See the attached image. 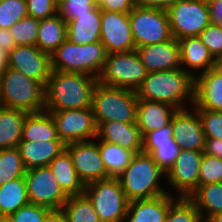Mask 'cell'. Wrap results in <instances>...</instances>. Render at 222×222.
Wrapping results in <instances>:
<instances>
[{"label":"cell","instance_id":"cell-1","mask_svg":"<svg viewBox=\"0 0 222 222\" xmlns=\"http://www.w3.org/2000/svg\"><path fill=\"white\" fill-rule=\"evenodd\" d=\"M98 79L83 73L51 71L45 86L44 111L92 107V94Z\"/></svg>","mask_w":222,"mask_h":222},{"label":"cell","instance_id":"cell-2","mask_svg":"<svg viewBox=\"0 0 222 222\" xmlns=\"http://www.w3.org/2000/svg\"><path fill=\"white\" fill-rule=\"evenodd\" d=\"M194 86L195 78L180 68L149 72L135 93L138 99L166 103L176 109H185L186 100L194 105Z\"/></svg>","mask_w":222,"mask_h":222},{"label":"cell","instance_id":"cell-3","mask_svg":"<svg viewBox=\"0 0 222 222\" xmlns=\"http://www.w3.org/2000/svg\"><path fill=\"white\" fill-rule=\"evenodd\" d=\"M0 106L38 113L45 107V85L7 67L0 75Z\"/></svg>","mask_w":222,"mask_h":222},{"label":"cell","instance_id":"cell-4","mask_svg":"<svg viewBox=\"0 0 222 222\" xmlns=\"http://www.w3.org/2000/svg\"><path fill=\"white\" fill-rule=\"evenodd\" d=\"M162 175L165 178L153 157L141 152L133 156L130 165L117 178L127 199L133 201L168 194L159 184Z\"/></svg>","mask_w":222,"mask_h":222},{"label":"cell","instance_id":"cell-5","mask_svg":"<svg viewBox=\"0 0 222 222\" xmlns=\"http://www.w3.org/2000/svg\"><path fill=\"white\" fill-rule=\"evenodd\" d=\"M108 52L99 41L78 45L66 39L51 54V69L58 72L83 73L99 78Z\"/></svg>","mask_w":222,"mask_h":222},{"label":"cell","instance_id":"cell-6","mask_svg":"<svg viewBox=\"0 0 222 222\" xmlns=\"http://www.w3.org/2000/svg\"><path fill=\"white\" fill-rule=\"evenodd\" d=\"M92 109L97 127L110 121L136 123L138 98L133 90L104 86L98 82L92 94Z\"/></svg>","mask_w":222,"mask_h":222},{"label":"cell","instance_id":"cell-7","mask_svg":"<svg viewBox=\"0 0 222 222\" xmlns=\"http://www.w3.org/2000/svg\"><path fill=\"white\" fill-rule=\"evenodd\" d=\"M84 194L92 203L101 222H125L129 200L118 178H107L86 184Z\"/></svg>","mask_w":222,"mask_h":222},{"label":"cell","instance_id":"cell-8","mask_svg":"<svg viewBox=\"0 0 222 222\" xmlns=\"http://www.w3.org/2000/svg\"><path fill=\"white\" fill-rule=\"evenodd\" d=\"M148 72L136 50L108 54L98 78L101 85L136 91Z\"/></svg>","mask_w":222,"mask_h":222},{"label":"cell","instance_id":"cell-9","mask_svg":"<svg viewBox=\"0 0 222 222\" xmlns=\"http://www.w3.org/2000/svg\"><path fill=\"white\" fill-rule=\"evenodd\" d=\"M129 19L136 48L173 38L165 10L134 7L129 12Z\"/></svg>","mask_w":222,"mask_h":222},{"label":"cell","instance_id":"cell-10","mask_svg":"<svg viewBox=\"0 0 222 222\" xmlns=\"http://www.w3.org/2000/svg\"><path fill=\"white\" fill-rule=\"evenodd\" d=\"M47 112L51 114L59 139L65 145L96 139L97 124L92 107Z\"/></svg>","mask_w":222,"mask_h":222},{"label":"cell","instance_id":"cell-11","mask_svg":"<svg viewBox=\"0 0 222 222\" xmlns=\"http://www.w3.org/2000/svg\"><path fill=\"white\" fill-rule=\"evenodd\" d=\"M167 13L177 40L198 36L211 23L208 5L195 0H180Z\"/></svg>","mask_w":222,"mask_h":222},{"label":"cell","instance_id":"cell-12","mask_svg":"<svg viewBox=\"0 0 222 222\" xmlns=\"http://www.w3.org/2000/svg\"><path fill=\"white\" fill-rule=\"evenodd\" d=\"M24 179L30 203L60 209L68 199L49 166L28 169Z\"/></svg>","mask_w":222,"mask_h":222},{"label":"cell","instance_id":"cell-13","mask_svg":"<svg viewBox=\"0 0 222 222\" xmlns=\"http://www.w3.org/2000/svg\"><path fill=\"white\" fill-rule=\"evenodd\" d=\"M100 42L108 54L136 50L129 13L101 10Z\"/></svg>","mask_w":222,"mask_h":222},{"label":"cell","instance_id":"cell-14","mask_svg":"<svg viewBox=\"0 0 222 222\" xmlns=\"http://www.w3.org/2000/svg\"><path fill=\"white\" fill-rule=\"evenodd\" d=\"M7 67L22 72L45 86L51 74V55L36 45H16L8 54Z\"/></svg>","mask_w":222,"mask_h":222},{"label":"cell","instance_id":"cell-15","mask_svg":"<svg viewBox=\"0 0 222 222\" xmlns=\"http://www.w3.org/2000/svg\"><path fill=\"white\" fill-rule=\"evenodd\" d=\"M203 153L204 151L182 150L165 175L170 186L179 192V197L189 198L198 188Z\"/></svg>","mask_w":222,"mask_h":222},{"label":"cell","instance_id":"cell-16","mask_svg":"<svg viewBox=\"0 0 222 222\" xmlns=\"http://www.w3.org/2000/svg\"><path fill=\"white\" fill-rule=\"evenodd\" d=\"M65 148L69 151L74 168L85 185L108 178L98 142H74L65 145Z\"/></svg>","mask_w":222,"mask_h":222},{"label":"cell","instance_id":"cell-17","mask_svg":"<svg viewBox=\"0 0 222 222\" xmlns=\"http://www.w3.org/2000/svg\"><path fill=\"white\" fill-rule=\"evenodd\" d=\"M189 110V111H188ZM177 109L171 118L175 142L182 150L204 151L206 138L198 111Z\"/></svg>","mask_w":222,"mask_h":222},{"label":"cell","instance_id":"cell-18","mask_svg":"<svg viewBox=\"0 0 222 222\" xmlns=\"http://www.w3.org/2000/svg\"><path fill=\"white\" fill-rule=\"evenodd\" d=\"M136 51L148 73L182 67L180 44L174 37L161 43L137 47Z\"/></svg>","mask_w":222,"mask_h":222},{"label":"cell","instance_id":"cell-19","mask_svg":"<svg viewBox=\"0 0 222 222\" xmlns=\"http://www.w3.org/2000/svg\"><path fill=\"white\" fill-rule=\"evenodd\" d=\"M193 108L222 111V66L220 64L195 77Z\"/></svg>","mask_w":222,"mask_h":222},{"label":"cell","instance_id":"cell-20","mask_svg":"<svg viewBox=\"0 0 222 222\" xmlns=\"http://www.w3.org/2000/svg\"><path fill=\"white\" fill-rule=\"evenodd\" d=\"M96 138L117 144L135 154L142 152V135L136 123L103 122L97 127Z\"/></svg>","mask_w":222,"mask_h":222},{"label":"cell","instance_id":"cell-21","mask_svg":"<svg viewBox=\"0 0 222 222\" xmlns=\"http://www.w3.org/2000/svg\"><path fill=\"white\" fill-rule=\"evenodd\" d=\"M176 200L171 194L152 199L129 201L125 222H166L170 205Z\"/></svg>","mask_w":222,"mask_h":222},{"label":"cell","instance_id":"cell-22","mask_svg":"<svg viewBox=\"0 0 222 222\" xmlns=\"http://www.w3.org/2000/svg\"><path fill=\"white\" fill-rule=\"evenodd\" d=\"M178 42L180 44L181 65L184 64L181 68L194 78L197 75L193 74L192 70L202 69L200 73L202 74L220 64L198 36L183 38Z\"/></svg>","mask_w":222,"mask_h":222},{"label":"cell","instance_id":"cell-23","mask_svg":"<svg viewBox=\"0 0 222 222\" xmlns=\"http://www.w3.org/2000/svg\"><path fill=\"white\" fill-rule=\"evenodd\" d=\"M101 9L97 6L88 14L75 15L67 22L66 39L78 45L99 42L101 38Z\"/></svg>","mask_w":222,"mask_h":222},{"label":"cell","instance_id":"cell-24","mask_svg":"<svg viewBox=\"0 0 222 222\" xmlns=\"http://www.w3.org/2000/svg\"><path fill=\"white\" fill-rule=\"evenodd\" d=\"M176 110L166 103L138 99L136 124L142 137L169 124Z\"/></svg>","mask_w":222,"mask_h":222},{"label":"cell","instance_id":"cell-25","mask_svg":"<svg viewBox=\"0 0 222 222\" xmlns=\"http://www.w3.org/2000/svg\"><path fill=\"white\" fill-rule=\"evenodd\" d=\"M26 170L49 166L53 159L65 149L61 140L50 141H20L18 145Z\"/></svg>","mask_w":222,"mask_h":222},{"label":"cell","instance_id":"cell-26","mask_svg":"<svg viewBox=\"0 0 222 222\" xmlns=\"http://www.w3.org/2000/svg\"><path fill=\"white\" fill-rule=\"evenodd\" d=\"M49 167L61 189L68 197L84 193L86 185L79 178L72 163L71 155L66 148L53 159Z\"/></svg>","mask_w":222,"mask_h":222},{"label":"cell","instance_id":"cell-27","mask_svg":"<svg viewBox=\"0 0 222 222\" xmlns=\"http://www.w3.org/2000/svg\"><path fill=\"white\" fill-rule=\"evenodd\" d=\"M28 113L0 106V149L18 147Z\"/></svg>","mask_w":222,"mask_h":222},{"label":"cell","instance_id":"cell-28","mask_svg":"<svg viewBox=\"0 0 222 222\" xmlns=\"http://www.w3.org/2000/svg\"><path fill=\"white\" fill-rule=\"evenodd\" d=\"M67 22L57 13L40 20L36 46L47 54H52L65 40Z\"/></svg>","mask_w":222,"mask_h":222},{"label":"cell","instance_id":"cell-29","mask_svg":"<svg viewBox=\"0 0 222 222\" xmlns=\"http://www.w3.org/2000/svg\"><path fill=\"white\" fill-rule=\"evenodd\" d=\"M60 140L54 120L47 111L26 115L21 141Z\"/></svg>","mask_w":222,"mask_h":222},{"label":"cell","instance_id":"cell-30","mask_svg":"<svg viewBox=\"0 0 222 222\" xmlns=\"http://www.w3.org/2000/svg\"><path fill=\"white\" fill-rule=\"evenodd\" d=\"M30 203L24 176L0 186V218H8Z\"/></svg>","mask_w":222,"mask_h":222},{"label":"cell","instance_id":"cell-31","mask_svg":"<svg viewBox=\"0 0 222 222\" xmlns=\"http://www.w3.org/2000/svg\"><path fill=\"white\" fill-rule=\"evenodd\" d=\"M189 199L195 204L204 222L209 216L222 212V182L198 186Z\"/></svg>","mask_w":222,"mask_h":222},{"label":"cell","instance_id":"cell-32","mask_svg":"<svg viewBox=\"0 0 222 222\" xmlns=\"http://www.w3.org/2000/svg\"><path fill=\"white\" fill-rule=\"evenodd\" d=\"M98 147L108 178H117L130 165L135 155L131 150L101 140L98 142Z\"/></svg>","mask_w":222,"mask_h":222},{"label":"cell","instance_id":"cell-33","mask_svg":"<svg viewBox=\"0 0 222 222\" xmlns=\"http://www.w3.org/2000/svg\"><path fill=\"white\" fill-rule=\"evenodd\" d=\"M62 210L68 222H101L92 203L84 193L69 196Z\"/></svg>","mask_w":222,"mask_h":222},{"label":"cell","instance_id":"cell-34","mask_svg":"<svg viewBox=\"0 0 222 222\" xmlns=\"http://www.w3.org/2000/svg\"><path fill=\"white\" fill-rule=\"evenodd\" d=\"M26 171L18 147L0 149V186L23 177Z\"/></svg>","mask_w":222,"mask_h":222},{"label":"cell","instance_id":"cell-35","mask_svg":"<svg viewBox=\"0 0 222 222\" xmlns=\"http://www.w3.org/2000/svg\"><path fill=\"white\" fill-rule=\"evenodd\" d=\"M181 151L175 141L164 144H142V152L150 154L165 175L172 168Z\"/></svg>","mask_w":222,"mask_h":222},{"label":"cell","instance_id":"cell-36","mask_svg":"<svg viewBox=\"0 0 222 222\" xmlns=\"http://www.w3.org/2000/svg\"><path fill=\"white\" fill-rule=\"evenodd\" d=\"M166 222H203V220L189 198L178 197L169 207Z\"/></svg>","mask_w":222,"mask_h":222},{"label":"cell","instance_id":"cell-37","mask_svg":"<svg viewBox=\"0 0 222 222\" xmlns=\"http://www.w3.org/2000/svg\"><path fill=\"white\" fill-rule=\"evenodd\" d=\"M40 20L25 17L16 22L9 31L16 45H36Z\"/></svg>","mask_w":222,"mask_h":222},{"label":"cell","instance_id":"cell-38","mask_svg":"<svg viewBox=\"0 0 222 222\" xmlns=\"http://www.w3.org/2000/svg\"><path fill=\"white\" fill-rule=\"evenodd\" d=\"M28 16L26 0L0 1V28L9 29Z\"/></svg>","mask_w":222,"mask_h":222},{"label":"cell","instance_id":"cell-39","mask_svg":"<svg viewBox=\"0 0 222 222\" xmlns=\"http://www.w3.org/2000/svg\"><path fill=\"white\" fill-rule=\"evenodd\" d=\"M222 182V159L203 153L199 170V186Z\"/></svg>","mask_w":222,"mask_h":222},{"label":"cell","instance_id":"cell-40","mask_svg":"<svg viewBox=\"0 0 222 222\" xmlns=\"http://www.w3.org/2000/svg\"><path fill=\"white\" fill-rule=\"evenodd\" d=\"M98 6V0H58V14L66 21L75 19V15L91 12Z\"/></svg>","mask_w":222,"mask_h":222},{"label":"cell","instance_id":"cell-41","mask_svg":"<svg viewBox=\"0 0 222 222\" xmlns=\"http://www.w3.org/2000/svg\"><path fill=\"white\" fill-rule=\"evenodd\" d=\"M198 37L220 63L222 61V26L210 23Z\"/></svg>","mask_w":222,"mask_h":222},{"label":"cell","instance_id":"cell-42","mask_svg":"<svg viewBox=\"0 0 222 222\" xmlns=\"http://www.w3.org/2000/svg\"><path fill=\"white\" fill-rule=\"evenodd\" d=\"M196 110L201 119L205 138L222 139V111Z\"/></svg>","mask_w":222,"mask_h":222},{"label":"cell","instance_id":"cell-43","mask_svg":"<svg viewBox=\"0 0 222 222\" xmlns=\"http://www.w3.org/2000/svg\"><path fill=\"white\" fill-rule=\"evenodd\" d=\"M49 210L45 206L28 203L12 213L7 219L10 222H43Z\"/></svg>","mask_w":222,"mask_h":222},{"label":"cell","instance_id":"cell-44","mask_svg":"<svg viewBox=\"0 0 222 222\" xmlns=\"http://www.w3.org/2000/svg\"><path fill=\"white\" fill-rule=\"evenodd\" d=\"M28 16L37 20L50 18L58 13V0H26Z\"/></svg>","mask_w":222,"mask_h":222},{"label":"cell","instance_id":"cell-45","mask_svg":"<svg viewBox=\"0 0 222 222\" xmlns=\"http://www.w3.org/2000/svg\"><path fill=\"white\" fill-rule=\"evenodd\" d=\"M170 141H175L171 122L161 129L146 133L142 137V144H164L170 143Z\"/></svg>","mask_w":222,"mask_h":222},{"label":"cell","instance_id":"cell-46","mask_svg":"<svg viewBox=\"0 0 222 222\" xmlns=\"http://www.w3.org/2000/svg\"><path fill=\"white\" fill-rule=\"evenodd\" d=\"M102 11L129 13L134 7V0H98Z\"/></svg>","mask_w":222,"mask_h":222},{"label":"cell","instance_id":"cell-47","mask_svg":"<svg viewBox=\"0 0 222 222\" xmlns=\"http://www.w3.org/2000/svg\"><path fill=\"white\" fill-rule=\"evenodd\" d=\"M180 0H134L135 7L168 11Z\"/></svg>","mask_w":222,"mask_h":222},{"label":"cell","instance_id":"cell-48","mask_svg":"<svg viewBox=\"0 0 222 222\" xmlns=\"http://www.w3.org/2000/svg\"><path fill=\"white\" fill-rule=\"evenodd\" d=\"M208 9L211 24L222 26V0H213Z\"/></svg>","mask_w":222,"mask_h":222},{"label":"cell","instance_id":"cell-49","mask_svg":"<svg viewBox=\"0 0 222 222\" xmlns=\"http://www.w3.org/2000/svg\"><path fill=\"white\" fill-rule=\"evenodd\" d=\"M204 153L222 159V139L206 138Z\"/></svg>","mask_w":222,"mask_h":222},{"label":"cell","instance_id":"cell-50","mask_svg":"<svg viewBox=\"0 0 222 222\" xmlns=\"http://www.w3.org/2000/svg\"><path fill=\"white\" fill-rule=\"evenodd\" d=\"M16 47L9 29L0 28V49L9 54Z\"/></svg>","mask_w":222,"mask_h":222},{"label":"cell","instance_id":"cell-51","mask_svg":"<svg viewBox=\"0 0 222 222\" xmlns=\"http://www.w3.org/2000/svg\"><path fill=\"white\" fill-rule=\"evenodd\" d=\"M43 222H68L66 215L62 208L60 209H50Z\"/></svg>","mask_w":222,"mask_h":222},{"label":"cell","instance_id":"cell-52","mask_svg":"<svg viewBox=\"0 0 222 222\" xmlns=\"http://www.w3.org/2000/svg\"><path fill=\"white\" fill-rule=\"evenodd\" d=\"M8 54L0 49V75L7 68Z\"/></svg>","mask_w":222,"mask_h":222},{"label":"cell","instance_id":"cell-53","mask_svg":"<svg viewBox=\"0 0 222 222\" xmlns=\"http://www.w3.org/2000/svg\"><path fill=\"white\" fill-rule=\"evenodd\" d=\"M204 222H222V212L209 216Z\"/></svg>","mask_w":222,"mask_h":222},{"label":"cell","instance_id":"cell-54","mask_svg":"<svg viewBox=\"0 0 222 222\" xmlns=\"http://www.w3.org/2000/svg\"><path fill=\"white\" fill-rule=\"evenodd\" d=\"M195 1H197V2H200V3H204V4H209V3H211L213 0H195Z\"/></svg>","mask_w":222,"mask_h":222},{"label":"cell","instance_id":"cell-55","mask_svg":"<svg viewBox=\"0 0 222 222\" xmlns=\"http://www.w3.org/2000/svg\"><path fill=\"white\" fill-rule=\"evenodd\" d=\"M0 222H10L7 218H0Z\"/></svg>","mask_w":222,"mask_h":222}]
</instances>
